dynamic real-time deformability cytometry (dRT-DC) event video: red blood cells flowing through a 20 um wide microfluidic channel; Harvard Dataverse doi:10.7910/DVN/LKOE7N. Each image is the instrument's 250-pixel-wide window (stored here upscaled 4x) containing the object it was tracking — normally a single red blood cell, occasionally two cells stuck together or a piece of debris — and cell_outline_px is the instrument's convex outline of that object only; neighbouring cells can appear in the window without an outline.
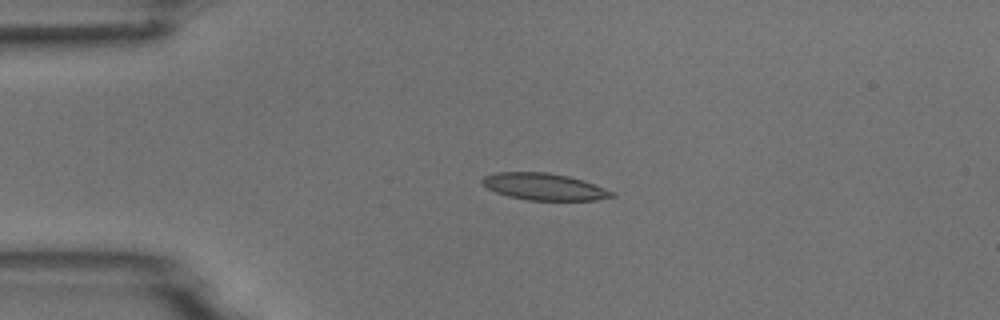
{"species": "common noctule bat (a hibernating species)", "species_latin": "Nyctalus noctula", "temperature_condition": "room temperature", "stored_images_in_passage": 4, "camera_frame_rate_fps": 3000, "um_per_image_px": 0.085, "animal": {"sex": "male", "body_mass_g": 18.8}, "frame": {"image": 1, "passage_image": 2, "time_ms": 2.0, "image_size_px": [1000, 320], "cell_outline_px": [[616, 196], [596, 200], [528, 200], [508, 196], [496, 192], [488, 188], [480, 180], [484, 176], [496, 172], [548, 172], [568, 176], [616, 192]], "centroid_in_image_um": [46.25, 15.87], "position_along_channel_um": 38.8, "area_um2": 20.11}}